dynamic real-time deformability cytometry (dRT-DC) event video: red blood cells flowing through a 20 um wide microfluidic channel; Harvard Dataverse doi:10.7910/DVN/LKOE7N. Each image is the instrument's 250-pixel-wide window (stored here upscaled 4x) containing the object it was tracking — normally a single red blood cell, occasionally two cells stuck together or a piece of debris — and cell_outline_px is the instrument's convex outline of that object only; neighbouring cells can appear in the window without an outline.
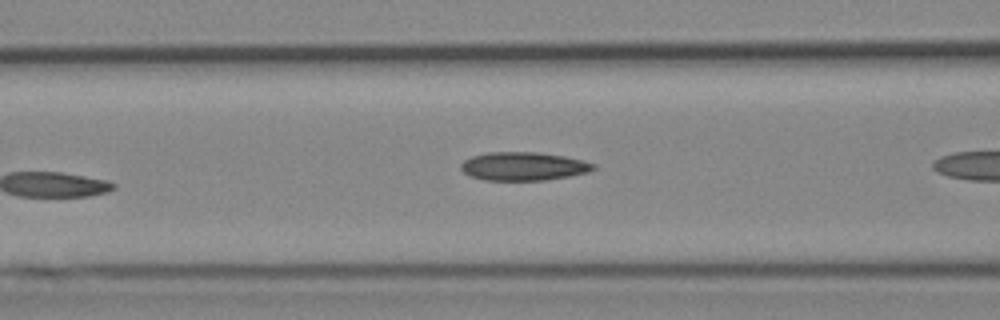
{"species": "Egyptian fruit bat (a non-hibernating species)", "species_latin": "Rousettus aegyptiacus", "temperature_condition": "cold", "stored_images_in_passage": 8, "camera_frame_rate_fps": 3000, "um_per_image_px": 0.085, "animal": {"sex": "female"}, "frame": {"image": 1, "passage_image": 6, "time_ms": 6.0, "image_size_px": [1000, 320], "cell_outline_px": [[596, 168], [588, 172], [568, 176], [544, 180], [484, 180], [468, 176], [460, 168], [460, 164], [464, 160], [472, 156], [488, 152], [536, 152], [564, 156], [584, 160], [596, 164]], "centroid_in_image_um": [44.48, 14.13], "position_along_channel_um": 122.1, "area_um2": 22.02}}
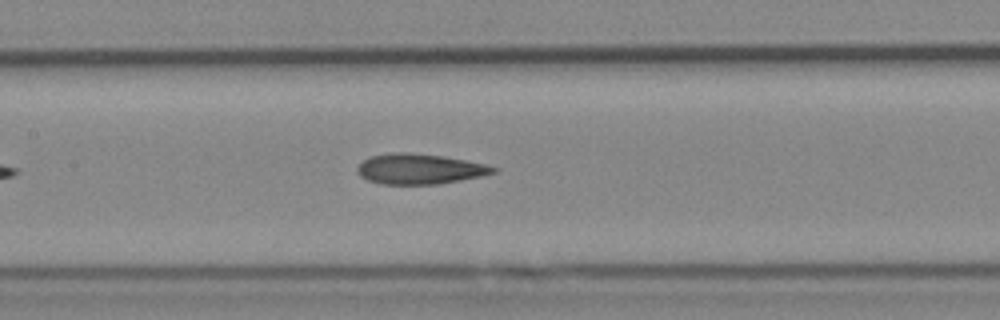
{"frame": {"image": 2, "passage_image": 8, "time_ms": 8.333, "image_size_px": [1000, 320], "cell_outline_px": [[496, 172], [480, 176], [440, 184], [380, 184], [368, 180], [360, 176], [356, 172], [356, 168], [364, 160], [372, 156], [392, 152], [408, 152], [444, 156], [488, 164], [496, 168]], "centroid_in_image_um": [35.66, 14.36], "position_along_channel_um": 171.7, "area_um2": 24.04}}